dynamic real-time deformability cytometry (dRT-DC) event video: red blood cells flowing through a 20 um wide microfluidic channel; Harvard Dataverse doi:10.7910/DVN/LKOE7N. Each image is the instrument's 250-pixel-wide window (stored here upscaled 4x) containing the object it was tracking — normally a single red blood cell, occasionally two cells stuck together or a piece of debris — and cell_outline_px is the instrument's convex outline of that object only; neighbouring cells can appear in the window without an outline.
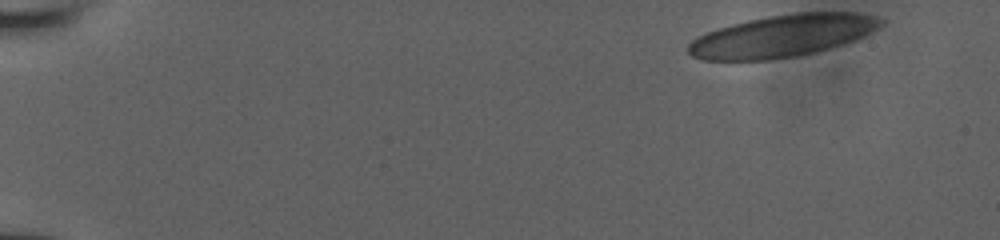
{"species": "human", "species_latin": "Homo sapiens", "temperature_condition": "room temperature", "stored_images_in_passage": 6, "camera_frame_rate_fps": 3000, "um_per_image_px": 0.085, "donor": {"sex": "male"}, "frame": {"image": 1, "passage_image": 1, "time_ms": 0.0, "image_size_px": [1000, 240], "cell_outline_px": [[884, 24], [852, 40], [828, 48], [796, 56], [768, 60], [704, 60], [692, 56], [688, 52], [688, 44], [696, 36], [732, 24], [748, 20], [768, 16], [796, 12], [852, 12], [872, 16], [884, 20]], "centroid_in_image_um": [66.44, 3.05], "position_along_channel_um": 18.6, "area_um2": 46.59}}
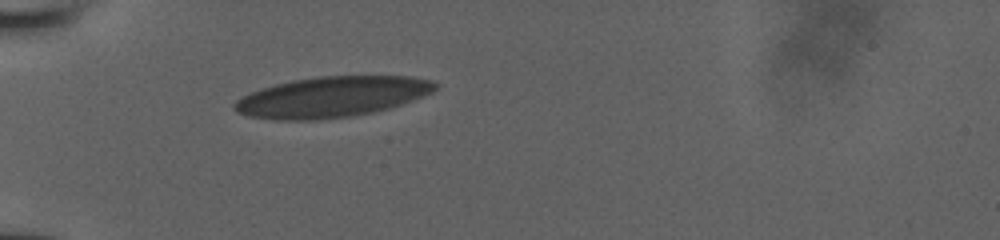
{"frame": {"image": 2, "passage_image": 6, "time_ms": 4.333, "image_size_px": [1000, 240], "cell_outline_px": [[440, 84], [432, 92], [412, 100], [388, 108], [372, 112], [348, 116], [316, 120], [276, 120], [248, 116], [236, 112], [232, 108], [232, 104], [240, 96], [260, 88], [292, 80], [320, 76], [412, 76], [432, 80]], "centroid_in_image_um": [28.16, 8.23], "position_along_channel_um": 56.8, "area_um2": 47.57}}